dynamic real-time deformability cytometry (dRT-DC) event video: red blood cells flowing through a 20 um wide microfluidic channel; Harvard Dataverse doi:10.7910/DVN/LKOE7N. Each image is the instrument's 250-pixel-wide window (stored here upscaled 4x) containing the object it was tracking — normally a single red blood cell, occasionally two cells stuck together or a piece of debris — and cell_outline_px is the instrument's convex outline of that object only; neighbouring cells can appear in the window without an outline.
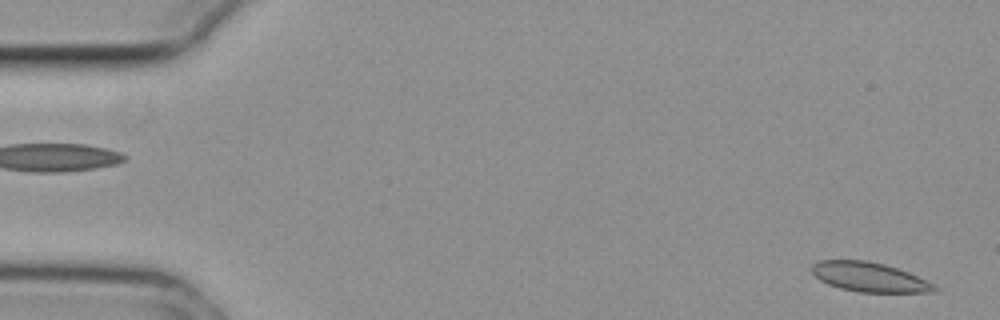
{"species": "common noctule bat (a hibernating species)", "species_latin": "Nyctalus noctula", "temperature_condition": "cold", "stored_images_in_passage": 14, "camera_frame_rate_fps": 3000, "um_per_image_px": 0.085, "animal": {"sex": "female", "body_mass_g": 29.2, "forearm_length_mm": 56.3}, "frame": {"image": 1, "passage_image": 1, "time_ms": 0.0, "image_size_px": [1000, 320], "cell_outline_px": [[940, 292], [860, 292], [840, 288], [828, 284], [820, 280], [812, 272], [812, 264], [816, 260], [868, 260], [884, 264], [908, 272], [936, 284], [940, 288]], "centroid_in_image_um": [73.94, 23.55], "position_along_channel_um": 11.1, "area_um2": 21.21}}
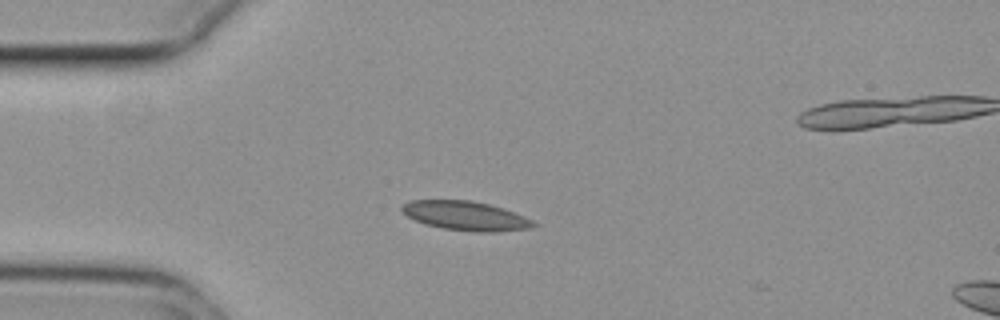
{"frame": {"image": 2, "passage_image": 13, "time_ms": 4.0, "image_size_px": [1000, 320], "cell_outline_px": [[540, 224], [532, 228], [496, 232], [472, 232], [444, 228], [424, 224], [400, 212], [400, 204], [408, 200], [472, 200], [504, 208], [524, 216]], "centroid_in_image_um": [39.57, 18.34], "position_along_channel_um": 45.4, "area_um2": 22.72}}